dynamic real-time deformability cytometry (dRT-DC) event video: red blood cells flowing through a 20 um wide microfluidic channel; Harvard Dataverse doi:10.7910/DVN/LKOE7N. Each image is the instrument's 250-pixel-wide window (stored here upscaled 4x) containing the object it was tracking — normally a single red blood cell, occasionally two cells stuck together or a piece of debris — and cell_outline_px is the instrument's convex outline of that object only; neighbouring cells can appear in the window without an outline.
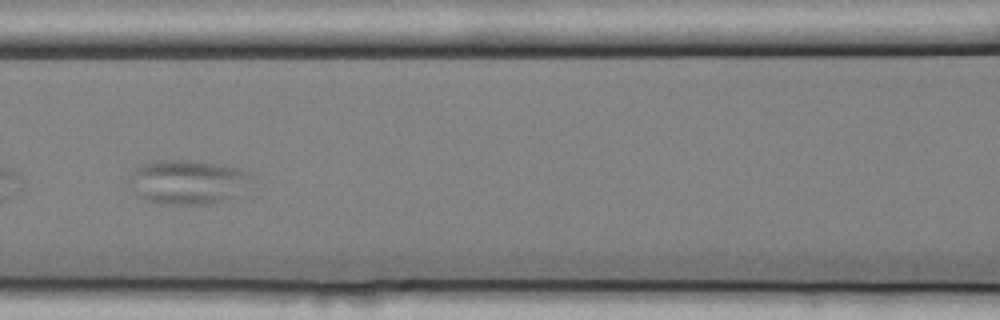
{"species": "common noctule bat (a hibernating species)", "species_latin": "Nyctalus noctula", "temperature_condition": "cold", "stored_images_in_passage": 11, "camera_frame_rate_fps": 3000, "um_per_image_px": 0.085, "animal": {"sex": "female", "body_mass_g": 25.1}, "frame": {"image": 1, "passage_image": 4, "time_ms": 1.0, "image_size_px": [1000, 320], "cell_outline_px": [[260, 176], [232, 200], [212, 204], [164, 204], [148, 200], [140, 196], [128, 184], [128, 176], [140, 164], [160, 160], [184, 160], [224, 164], [244, 168], [256, 172]], "centroid_in_image_um": [16.12, 15.45], "position_along_channel_um": 150.5, "area_um2": 32.77}}
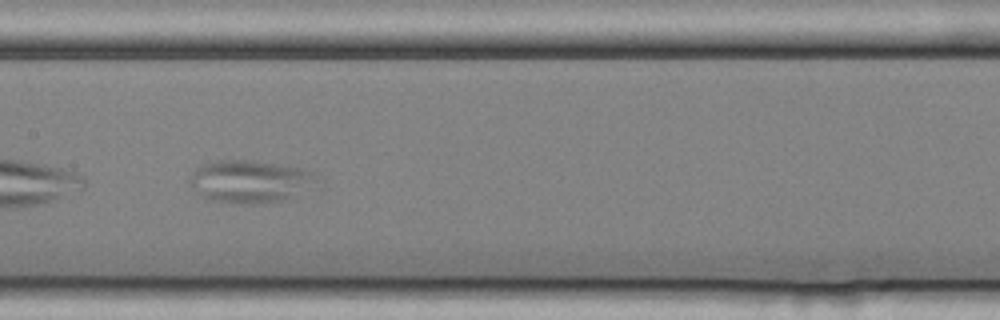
{"frame": {"image": 2, "passage_image": 5, "time_ms": 1.333, "image_size_px": [1000, 320], "cell_outline_px": [[316, 180], [284, 200], [264, 204], [232, 204], [212, 200], [200, 196], [188, 184], [188, 180], [192, 172], [200, 164], [216, 160], [248, 160], [304, 168], [312, 172], [316, 176]], "centroid_in_image_um": [21.11, 15.42], "position_along_channel_um": 186.3, "area_um2": 31.39}}